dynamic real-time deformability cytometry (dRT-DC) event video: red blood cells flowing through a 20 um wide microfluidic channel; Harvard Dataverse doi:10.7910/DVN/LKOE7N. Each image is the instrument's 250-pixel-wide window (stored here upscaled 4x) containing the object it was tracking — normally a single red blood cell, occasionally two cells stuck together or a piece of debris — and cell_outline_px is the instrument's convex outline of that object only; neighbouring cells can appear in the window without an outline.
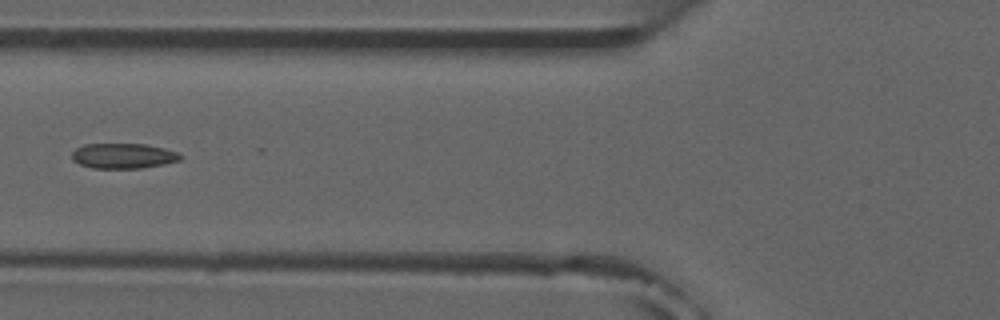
{"species": "common noctule bat (a hibernating species)", "species_latin": "Nyctalus noctula", "temperature_condition": "room temperature", "stored_images_in_passage": 7, "camera_frame_rate_fps": 3000, "um_per_image_px": 0.085, "animal": {"sex": "male", "forearm_length_mm": 52.5}, "frame": {"image": 1, "passage_image": 6, "time_ms": 6.667, "image_size_px": [1000, 320], "cell_outline_px": [[184, 156], [180, 160], [164, 164], [140, 168], [92, 168], [80, 164], [72, 160], [72, 152], [76, 148], [84, 144], [144, 144], [164, 148], [176, 152]], "centroid_in_image_um": [10.47, 13.25], "position_along_channel_um": 115.3, "area_um2": 15.9}}
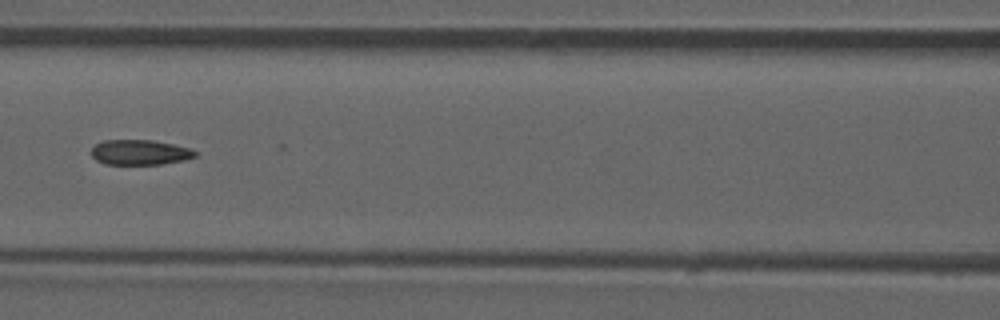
{"frame": {"image": 2, "passage_image": 7, "time_ms": 7.667, "image_size_px": [1000, 320], "cell_outline_px": [[196, 156], [184, 160], [160, 164], [104, 164], [96, 160], [92, 156], [92, 148], [96, 144], [104, 140], [152, 140], [192, 148], [196, 152]], "centroid_in_image_um": [11.89, 12.95], "position_along_channel_um": 154.7, "area_um2": 15.14}}